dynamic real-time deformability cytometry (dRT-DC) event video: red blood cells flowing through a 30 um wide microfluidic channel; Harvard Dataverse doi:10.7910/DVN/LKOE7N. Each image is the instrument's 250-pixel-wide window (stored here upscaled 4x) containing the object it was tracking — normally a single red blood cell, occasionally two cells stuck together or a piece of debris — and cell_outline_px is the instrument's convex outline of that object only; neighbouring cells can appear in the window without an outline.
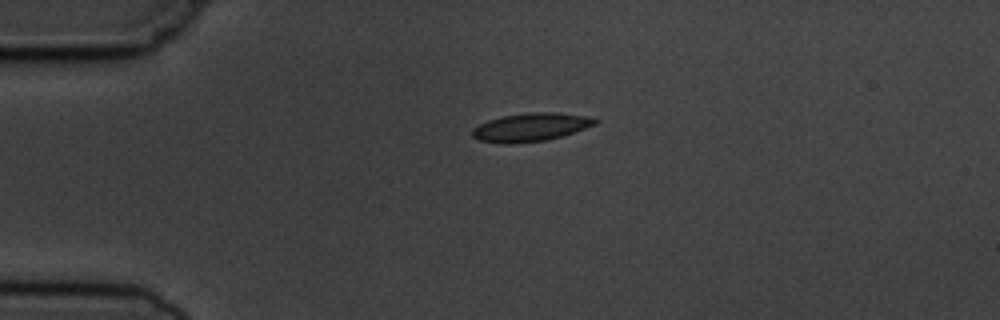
{"species": "common noctule bat (a hibernating species)", "species_latin": "Nyctalus noctula", "temperature_condition": "cold", "stored_images_in_passage": 3, "camera_frame_rate_fps": 3000, "um_per_image_px": 0.085, "animal": {"sex": "male", "body_mass_g": 19.5, "forearm_length_mm": 54.6}, "frame": {"image": 1, "passage_image": 1, "time_ms": 0.0, "image_size_px": [1000, 320], "cell_outline_px": [[600, 120], [596, 124], [560, 136], [544, 140], [512, 144], [500, 144], [480, 140], [472, 136], [472, 128], [488, 120], [504, 116], [528, 112], [556, 112], [584, 116]], "centroid_in_image_um": [45.06, 10.81], "position_along_channel_um": 39.9, "area_um2": 20.0}}
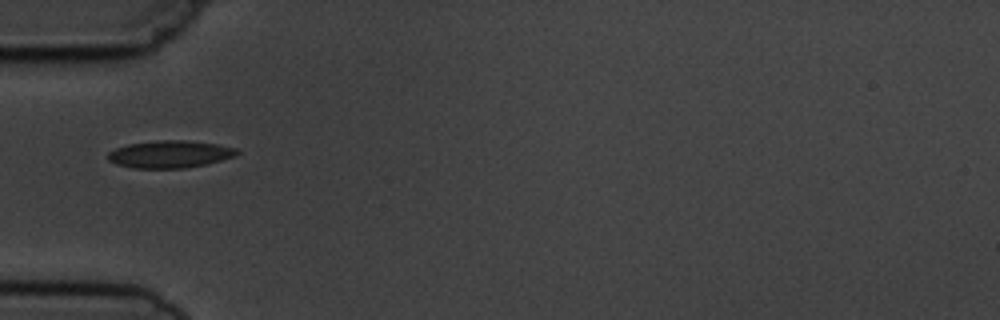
{"frame": {"image": 2, "passage_image": 2, "time_ms": 1.667, "image_size_px": [1000, 320], "cell_outline_px": [[240, 152], [236, 156], [204, 164], [184, 168], [132, 168], [116, 164], [108, 160], [108, 152], [116, 148], [128, 144], [156, 140], [184, 140], [220, 144], [236, 148]], "centroid_in_image_um": [14.44, 13.1], "position_along_channel_um": 70.6, "area_um2": 20.58}}
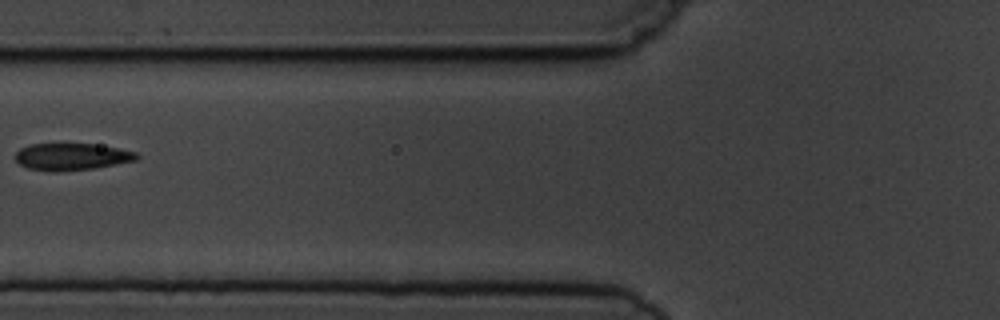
{"frame": {"image": 3, "passage_image": 3, "time_ms": 3.0, "image_size_px": [1000, 320], "cell_outline_px": [[140, 156], [136, 160], [96, 168], [60, 172], [52, 172], [28, 168], [20, 164], [16, 160], [16, 152], [20, 148], [32, 144], [92, 144], [120, 148], [136, 152]], "centroid_in_image_um": [6.1, 13.33], "position_along_channel_um": 119.7, "area_um2": 19.13}}